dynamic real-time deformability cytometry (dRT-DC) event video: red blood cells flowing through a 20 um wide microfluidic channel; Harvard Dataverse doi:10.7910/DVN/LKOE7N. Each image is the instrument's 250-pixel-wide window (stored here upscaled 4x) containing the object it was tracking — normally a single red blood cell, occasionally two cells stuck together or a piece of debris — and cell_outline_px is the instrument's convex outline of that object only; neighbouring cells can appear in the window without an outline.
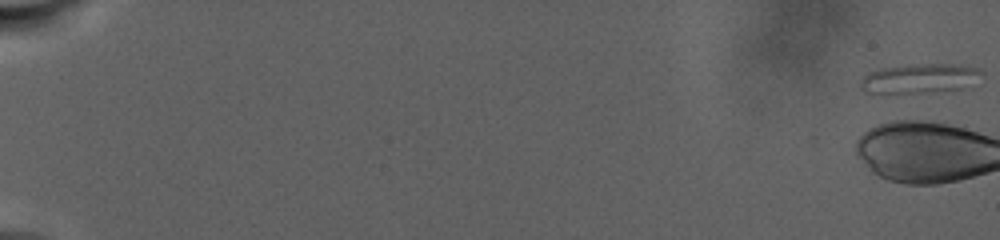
{"species": "human", "species_latin": "Homo sapiens", "temperature_condition": "warm", "stored_images_in_passage": 9, "camera_frame_rate_fps": 3000, "um_per_image_px": 0.085, "donor": {"sex": "male"}, "frame": {"image": 1, "passage_image": 1, "time_ms": 0.0, "image_size_px": [1000, 240], "cell_outline_px": [[984, 76], [960, 88], [924, 92], [872, 96], [864, 92], [860, 88], [860, 84], [864, 76], [868, 72], [884, 68], [912, 64], [952, 64], [980, 68], [984, 72]], "centroid_in_image_um": [78.08, 6.7], "position_along_channel_um": 6.9, "area_um2": 21.21}}